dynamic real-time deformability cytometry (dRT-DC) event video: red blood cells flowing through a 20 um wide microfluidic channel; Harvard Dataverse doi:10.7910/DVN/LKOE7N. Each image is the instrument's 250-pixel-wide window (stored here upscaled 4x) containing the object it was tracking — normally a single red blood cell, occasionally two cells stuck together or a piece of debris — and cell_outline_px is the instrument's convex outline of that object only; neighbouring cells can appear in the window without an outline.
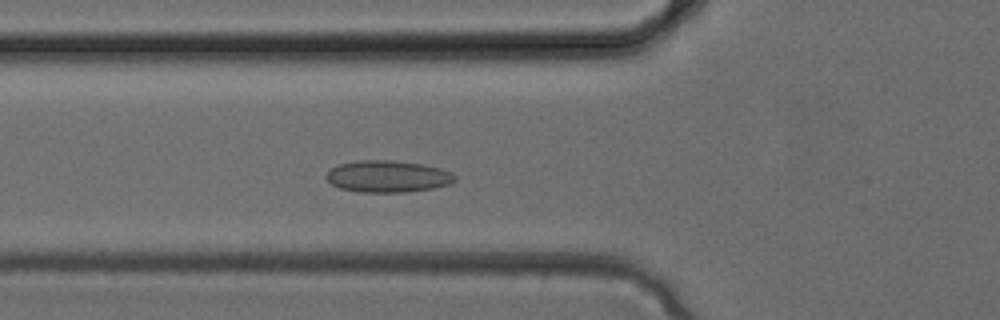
{"species": "common noctule bat (a hibernating species)", "species_latin": "Nyctalus noctula", "temperature_condition": "cold", "stored_images_in_passage": 32, "camera_frame_rate_fps": 3000, "um_per_image_px": 0.085, "animal": {"sex": "female", "body_mass_g": 24.6, "forearm_length_mm": 56.2}, "frame": {"image": 1, "passage_image": 10, "time_ms": 3.0, "image_size_px": [1000, 320], "cell_outline_px": [[456, 180], [448, 184], [432, 188], [404, 192], [360, 192], [340, 188], [332, 184], [324, 176], [332, 168], [340, 164], [360, 160], [392, 160], [424, 164], [440, 168], [452, 172], [456, 176]], "centroid_in_image_um": [32.97, 14.99], "position_along_channel_um": 92.8, "area_um2": 23.76}}
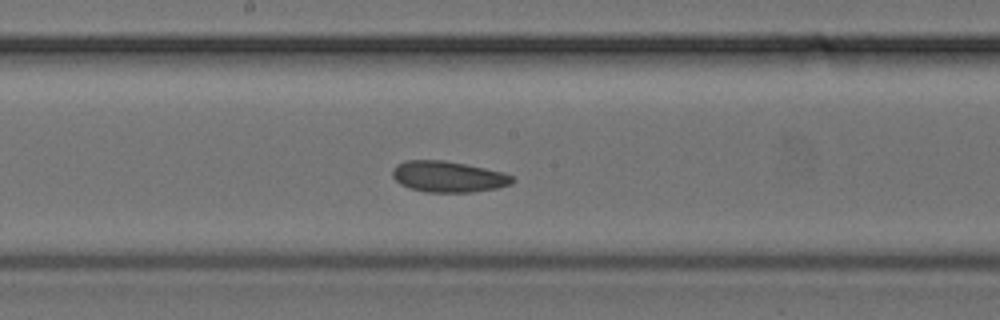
{"frame": {"image": 2, "passage_image": 16, "time_ms": 5.0, "image_size_px": [1000, 320], "cell_outline_px": [[516, 180], [512, 184], [496, 188], [472, 192], [424, 192], [400, 184], [392, 176], [392, 168], [396, 164], [404, 160], [444, 160], [484, 168], [500, 172], [512, 176]], "centroid_in_image_um": [38.06, 15.01], "position_along_channel_um": 210.1, "area_um2": 21.62}}
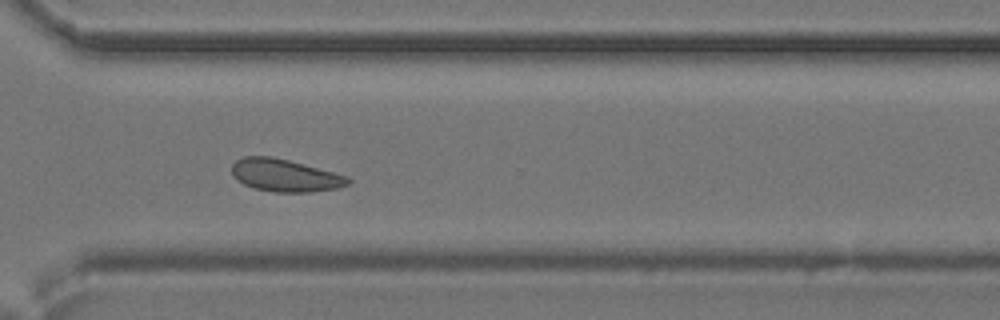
{"frame": {"image": 3, "passage_image": 23, "time_ms": 7.333, "image_size_px": [1000, 320], "cell_outline_px": [[352, 180], [348, 184], [336, 188], [312, 192], [272, 192], [256, 188], [244, 184], [236, 180], [232, 176], [232, 164], [236, 160], [244, 156], [272, 156], [288, 160], [348, 176]], "centroid_in_image_um": [24.2, 14.91], "position_along_channel_um": 346.4, "area_um2": 21.96}}